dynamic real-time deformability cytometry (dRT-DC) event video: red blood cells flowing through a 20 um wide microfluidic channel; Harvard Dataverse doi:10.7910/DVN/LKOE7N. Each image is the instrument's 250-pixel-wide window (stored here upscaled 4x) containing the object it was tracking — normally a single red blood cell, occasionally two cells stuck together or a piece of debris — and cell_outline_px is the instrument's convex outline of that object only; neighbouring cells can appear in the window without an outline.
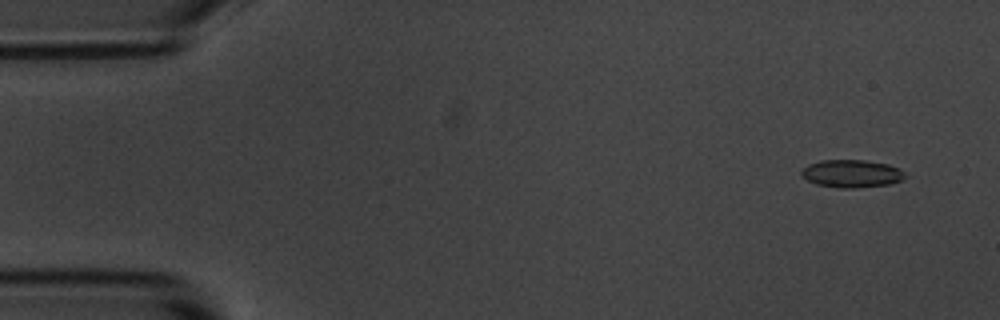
{"species": "common noctule bat (a hibernating species)", "species_latin": "Nyctalus noctula", "temperature_condition": "room temperature", "stored_images_in_passage": 6, "camera_frame_rate_fps": 3000, "um_per_image_px": 0.085, "animal": {"sex": "male", "body_mass_g": 20.1, "forearm_length_mm": 53.5}, "frame": {"image": 1, "passage_image": 2, "time_ms": 1.0, "image_size_px": [1000, 320], "cell_outline_px": [[908, 176], [900, 180], [888, 184], [856, 188], [840, 188], [816, 184], [800, 176], [800, 172], [808, 164], [820, 160], [864, 160], [888, 164], [900, 168]], "centroid_in_image_um": [72.38, 14.75], "position_along_channel_um": 12.6, "area_um2": 16.82}}
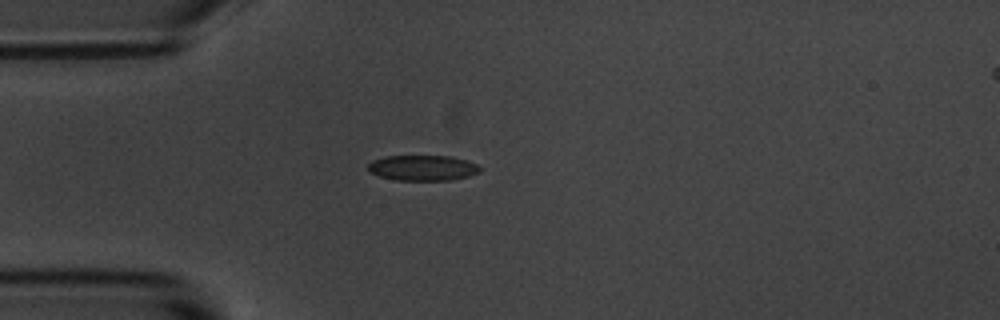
{"frame": {"image": 2, "passage_image": 5, "time_ms": 4.667, "image_size_px": [1000, 320], "cell_outline_px": [[480, 172], [468, 176], [452, 180], [396, 180], [380, 176], [372, 172], [368, 168], [368, 164], [372, 160], [384, 156], [452, 156], [476, 164], [480, 168]], "centroid_in_image_um": [35.92, 14.27], "position_along_channel_um": 49.1, "area_um2": 16.47}}